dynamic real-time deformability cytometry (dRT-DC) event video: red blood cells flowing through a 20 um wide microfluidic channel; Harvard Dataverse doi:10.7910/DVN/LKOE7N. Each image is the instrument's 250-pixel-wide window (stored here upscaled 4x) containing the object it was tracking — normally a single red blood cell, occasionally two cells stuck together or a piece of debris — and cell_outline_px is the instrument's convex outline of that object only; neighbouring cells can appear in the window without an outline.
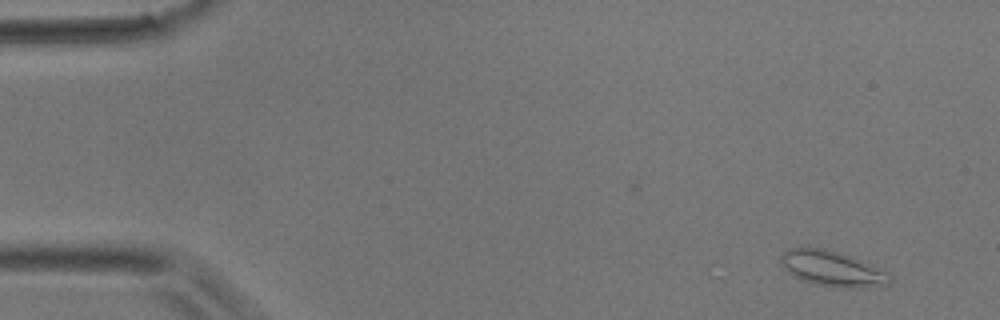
{"species": "common noctule bat (a hibernating species)", "species_latin": "Nyctalus noctula", "temperature_condition": "room temperature", "stored_images_in_passage": 4, "camera_frame_rate_fps": 3000, "um_per_image_px": 0.085, "animal": {"sex": "male", "body_mass_g": 17.9}, "frame": {"image": 1, "passage_image": 1, "time_ms": 0.0, "image_size_px": [1000, 320], "cell_outline_px": [[892, 280], [888, 284], [864, 288], [840, 288], [816, 284], [804, 280], [788, 272], [780, 260], [780, 256], [788, 248], [824, 248], [852, 256], [872, 264], [892, 276]], "centroid_in_image_um": [70.78, 22.84], "position_along_channel_um": 14.2, "area_um2": 22.37}}